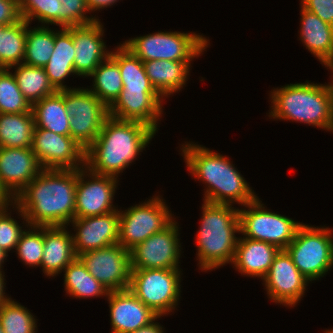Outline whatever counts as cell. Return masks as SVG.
Segmentation results:
<instances>
[{"instance_id":"cell-11","label":"cell","mask_w":333,"mask_h":333,"mask_svg":"<svg viewBox=\"0 0 333 333\" xmlns=\"http://www.w3.org/2000/svg\"><path fill=\"white\" fill-rule=\"evenodd\" d=\"M64 103L70 117V136L86 150L99 136L109 108L87 87L64 90Z\"/></svg>"},{"instance_id":"cell-15","label":"cell","mask_w":333,"mask_h":333,"mask_svg":"<svg viewBox=\"0 0 333 333\" xmlns=\"http://www.w3.org/2000/svg\"><path fill=\"white\" fill-rule=\"evenodd\" d=\"M262 282L270 301L289 308L295 307L302 300L310 283L294 265L285 249H280L276 254Z\"/></svg>"},{"instance_id":"cell-26","label":"cell","mask_w":333,"mask_h":333,"mask_svg":"<svg viewBox=\"0 0 333 333\" xmlns=\"http://www.w3.org/2000/svg\"><path fill=\"white\" fill-rule=\"evenodd\" d=\"M53 29L55 30L54 49L44 69L50 84L56 91L72 89L64 81L71 75L77 76L74 70L75 48L71 27Z\"/></svg>"},{"instance_id":"cell-19","label":"cell","mask_w":333,"mask_h":333,"mask_svg":"<svg viewBox=\"0 0 333 333\" xmlns=\"http://www.w3.org/2000/svg\"><path fill=\"white\" fill-rule=\"evenodd\" d=\"M100 20L71 27L75 48L74 70L77 77L88 78L99 64L111 54V50H108L103 39L105 29Z\"/></svg>"},{"instance_id":"cell-40","label":"cell","mask_w":333,"mask_h":333,"mask_svg":"<svg viewBox=\"0 0 333 333\" xmlns=\"http://www.w3.org/2000/svg\"><path fill=\"white\" fill-rule=\"evenodd\" d=\"M61 7V27L82 26L99 19L91 11L86 0H59ZM89 14V15H86Z\"/></svg>"},{"instance_id":"cell-48","label":"cell","mask_w":333,"mask_h":333,"mask_svg":"<svg viewBox=\"0 0 333 333\" xmlns=\"http://www.w3.org/2000/svg\"><path fill=\"white\" fill-rule=\"evenodd\" d=\"M8 254L0 248V271H3V265L6 262Z\"/></svg>"},{"instance_id":"cell-32","label":"cell","mask_w":333,"mask_h":333,"mask_svg":"<svg viewBox=\"0 0 333 333\" xmlns=\"http://www.w3.org/2000/svg\"><path fill=\"white\" fill-rule=\"evenodd\" d=\"M12 68L15 69L11 72L15 76L20 91L31 105L56 92L44 68L24 63L12 66L9 70Z\"/></svg>"},{"instance_id":"cell-17","label":"cell","mask_w":333,"mask_h":333,"mask_svg":"<svg viewBox=\"0 0 333 333\" xmlns=\"http://www.w3.org/2000/svg\"><path fill=\"white\" fill-rule=\"evenodd\" d=\"M76 255L118 244L119 210L103 215L75 218L69 225Z\"/></svg>"},{"instance_id":"cell-30","label":"cell","mask_w":333,"mask_h":333,"mask_svg":"<svg viewBox=\"0 0 333 333\" xmlns=\"http://www.w3.org/2000/svg\"><path fill=\"white\" fill-rule=\"evenodd\" d=\"M111 49L110 56L118 63L123 83L122 90L156 91L145 73L143 61L120 43Z\"/></svg>"},{"instance_id":"cell-35","label":"cell","mask_w":333,"mask_h":333,"mask_svg":"<svg viewBox=\"0 0 333 333\" xmlns=\"http://www.w3.org/2000/svg\"><path fill=\"white\" fill-rule=\"evenodd\" d=\"M37 318L12 298L0 306V325L4 333H37Z\"/></svg>"},{"instance_id":"cell-8","label":"cell","mask_w":333,"mask_h":333,"mask_svg":"<svg viewBox=\"0 0 333 333\" xmlns=\"http://www.w3.org/2000/svg\"><path fill=\"white\" fill-rule=\"evenodd\" d=\"M182 269H131V292L158 316L172 315L181 299ZM181 286V287H180Z\"/></svg>"},{"instance_id":"cell-16","label":"cell","mask_w":333,"mask_h":333,"mask_svg":"<svg viewBox=\"0 0 333 333\" xmlns=\"http://www.w3.org/2000/svg\"><path fill=\"white\" fill-rule=\"evenodd\" d=\"M31 149L43 169H80L85 166V149L71 136L35 127Z\"/></svg>"},{"instance_id":"cell-33","label":"cell","mask_w":333,"mask_h":333,"mask_svg":"<svg viewBox=\"0 0 333 333\" xmlns=\"http://www.w3.org/2000/svg\"><path fill=\"white\" fill-rule=\"evenodd\" d=\"M27 21L3 26L0 31V69L23 63L25 57Z\"/></svg>"},{"instance_id":"cell-29","label":"cell","mask_w":333,"mask_h":333,"mask_svg":"<svg viewBox=\"0 0 333 333\" xmlns=\"http://www.w3.org/2000/svg\"><path fill=\"white\" fill-rule=\"evenodd\" d=\"M34 128L32 112L0 113V147L31 148Z\"/></svg>"},{"instance_id":"cell-20","label":"cell","mask_w":333,"mask_h":333,"mask_svg":"<svg viewBox=\"0 0 333 333\" xmlns=\"http://www.w3.org/2000/svg\"><path fill=\"white\" fill-rule=\"evenodd\" d=\"M42 169L31 148L0 147V183L13 199Z\"/></svg>"},{"instance_id":"cell-12","label":"cell","mask_w":333,"mask_h":333,"mask_svg":"<svg viewBox=\"0 0 333 333\" xmlns=\"http://www.w3.org/2000/svg\"><path fill=\"white\" fill-rule=\"evenodd\" d=\"M179 223L174 219L130 250L131 269H181L182 243Z\"/></svg>"},{"instance_id":"cell-9","label":"cell","mask_w":333,"mask_h":333,"mask_svg":"<svg viewBox=\"0 0 333 333\" xmlns=\"http://www.w3.org/2000/svg\"><path fill=\"white\" fill-rule=\"evenodd\" d=\"M162 197L163 195H154L130 208L119 209L118 243L125 249L130 251L176 219Z\"/></svg>"},{"instance_id":"cell-31","label":"cell","mask_w":333,"mask_h":333,"mask_svg":"<svg viewBox=\"0 0 333 333\" xmlns=\"http://www.w3.org/2000/svg\"><path fill=\"white\" fill-rule=\"evenodd\" d=\"M88 77L93 83L88 89L109 108L123 89L118 63L109 56Z\"/></svg>"},{"instance_id":"cell-41","label":"cell","mask_w":333,"mask_h":333,"mask_svg":"<svg viewBox=\"0 0 333 333\" xmlns=\"http://www.w3.org/2000/svg\"><path fill=\"white\" fill-rule=\"evenodd\" d=\"M300 2L299 5L304 9L333 26V0H301Z\"/></svg>"},{"instance_id":"cell-42","label":"cell","mask_w":333,"mask_h":333,"mask_svg":"<svg viewBox=\"0 0 333 333\" xmlns=\"http://www.w3.org/2000/svg\"><path fill=\"white\" fill-rule=\"evenodd\" d=\"M22 19L17 0H0V25L8 26Z\"/></svg>"},{"instance_id":"cell-21","label":"cell","mask_w":333,"mask_h":333,"mask_svg":"<svg viewBox=\"0 0 333 333\" xmlns=\"http://www.w3.org/2000/svg\"><path fill=\"white\" fill-rule=\"evenodd\" d=\"M106 299L110 309L111 333L133 332L158 317L130 289L111 291Z\"/></svg>"},{"instance_id":"cell-13","label":"cell","mask_w":333,"mask_h":333,"mask_svg":"<svg viewBox=\"0 0 333 333\" xmlns=\"http://www.w3.org/2000/svg\"><path fill=\"white\" fill-rule=\"evenodd\" d=\"M118 182V178L96 174L86 166L77 169L75 218L98 216L119 210L118 206L113 204Z\"/></svg>"},{"instance_id":"cell-14","label":"cell","mask_w":333,"mask_h":333,"mask_svg":"<svg viewBox=\"0 0 333 333\" xmlns=\"http://www.w3.org/2000/svg\"><path fill=\"white\" fill-rule=\"evenodd\" d=\"M88 272L109 292L129 289L131 277L130 251L115 244L78 255Z\"/></svg>"},{"instance_id":"cell-44","label":"cell","mask_w":333,"mask_h":333,"mask_svg":"<svg viewBox=\"0 0 333 333\" xmlns=\"http://www.w3.org/2000/svg\"><path fill=\"white\" fill-rule=\"evenodd\" d=\"M161 320L162 316H158L154 321H152L147 326L141 327L140 329H137L130 333H165L164 327L158 322V320ZM158 319V320H157Z\"/></svg>"},{"instance_id":"cell-37","label":"cell","mask_w":333,"mask_h":333,"mask_svg":"<svg viewBox=\"0 0 333 333\" xmlns=\"http://www.w3.org/2000/svg\"><path fill=\"white\" fill-rule=\"evenodd\" d=\"M61 7L59 0H20L21 17L28 23L36 20L40 25L61 27Z\"/></svg>"},{"instance_id":"cell-1","label":"cell","mask_w":333,"mask_h":333,"mask_svg":"<svg viewBox=\"0 0 333 333\" xmlns=\"http://www.w3.org/2000/svg\"><path fill=\"white\" fill-rule=\"evenodd\" d=\"M77 169H42L14 203L31 226H69L75 219Z\"/></svg>"},{"instance_id":"cell-47","label":"cell","mask_w":333,"mask_h":333,"mask_svg":"<svg viewBox=\"0 0 333 333\" xmlns=\"http://www.w3.org/2000/svg\"><path fill=\"white\" fill-rule=\"evenodd\" d=\"M325 68L327 67V69H329L331 71V82H328L329 86H330V90H331V94H332V98H333V60L329 61L328 63H326Z\"/></svg>"},{"instance_id":"cell-22","label":"cell","mask_w":333,"mask_h":333,"mask_svg":"<svg viewBox=\"0 0 333 333\" xmlns=\"http://www.w3.org/2000/svg\"><path fill=\"white\" fill-rule=\"evenodd\" d=\"M68 226H44V248L41 270L46 277L61 274L78 256Z\"/></svg>"},{"instance_id":"cell-25","label":"cell","mask_w":333,"mask_h":333,"mask_svg":"<svg viewBox=\"0 0 333 333\" xmlns=\"http://www.w3.org/2000/svg\"><path fill=\"white\" fill-rule=\"evenodd\" d=\"M192 61H144V69L155 90L166 100L186 87Z\"/></svg>"},{"instance_id":"cell-50","label":"cell","mask_w":333,"mask_h":333,"mask_svg":"<svg viewBox=\"0 0 333 333\" xmlns=\"http://www.w3.org/2000/svg\"><path fill=\"white\" fill-rule=\"evenodd\" d=\"M0 333H4L3 329L1 328V325H0Z\"/></svg>"},{"instance_id":"cell-2","label":"cell","mask_w":333,"mask_h":333,"mask_svg":"<svg viewBox=\"0 0 333 333\" xmlns=\"http://www.w3.org/2000/svg\"><path fill=\"white\" fill-rule=\"evenodd\" d=\"M180 152L191 176L204 184L202 201L244 206L258 198L228 156L192 141L180 144Z\"/></svg>"},{"instance_id":"cell-28","label":"cell","mask_w":333,"mask_h":333,"mask_svg":"<svg viewBox=\"0 0 333 333\" xmlns=\"http://www.w3.org/2000/svg\"><path fill=\"white\" fill-rule=\"evenodd\" d=\"M64 274V291L73 299L108 297L109 291L97 281L77 257L62 271Z\"/></svg>"},{"instance_id":"cell-10","label":"cell","mask_w":333,"mask_h":333,"mask_svg":"<svg viewBox=\"0 0 333 333\" xmlns=\"http://www.w3.org/2000/svg\"><path fill=\"white\" fill-rule=\"evenodd\" d=\"M241 207L239 209V234L245 238L271 243L279 249H285L292 242L299 227L303 224V222L267 209L259 197Z\"/></svg>"},{"instance_id":"cell-27","label":"cell","mask_w":333,"mask_h":333,"mask_svg":"<svg viewBox=\"0 0 333 333\" xmlns=\"http://www.w3.org/2000/svg\"><path fill=\"white\" fill-rule=\"evenodd\" d=\"M31 111L35 127L70 136V117L64 103V90L56 91L35 102L32 104Z\"/></svg>"},{"instance_id":"cell-38","label":"cell","mask_w":333,"mask_h":333,"mask_svg":"<svg viewBox=\"0 0 333 333\" xmlns=\"http://www.w3.org/2000/svg\"><path fill=\"white\" fill-rule=\"evenodd\" d=\"M32 105L20 91L9 69H0V113L32 112Z\"/></svg>"},{"instance_id":"cell-3","label":"cell","mask_w":333,"mask_h":333,"mask_svg":"<svg viewBox=\"0 0 333 333\" xmlns=\"http://www.w3.org/2000/svg\"><path fill=\"white\" fill-rule=\"evenodd\" d=\"M156 133L144 123L109 116L85 150V166L96 174L120 179L119 174L139 158Z\"/></svg>"},{"instance_id":"cell-23","label":"cell","mask_w":333,"mask_h":333,"mask_svg":"<svg viewBox=\"0 0 333 333\" xmlns=\"http://www.w3.org/2000/svg\"><path fill=\"white\" fill-rule=\"evenodd\" d=\"M279 251L280 249L271 243L238 236L232 266L244 277H257L262 280Z\"/></svg>"},{"instance_id":"cell-45","label":"cell","mask_w":333,"mask_h":333,"mask_svg":"<svg viewBox=\"0 0 333 333\" xmlns=\"http://www.w3.org/2000/svg\"><path fill=\"white\" fill-rule=\"evenodd\" d=\"M5 272L0 271V306L10 300L12 297L6 294Z\"/></svg>"},{"instance_id":"cell-18","label":"cell","mask_w":333,"mask_h":333,"mask_svg":"<svg viewBox=\"0 0 333 333\" xmlns=\"http://www.w3.org/2000/svg\"><path fill=\"white\" fill-rule=\"evenodd\" d=\"M165 99L157 91L122 90L109 107V116L127 121H138L159 130Z\"/></svg>"},{"instance_id":"cell-24","label":"cell","mask_w":333,"mask_h":333,"mask_svg":"<svg viewBox=\"0 0 333 333\" xmlns=\"http://www.w3.org/2000/svg\"><path fill=\"white\" fill-rule=\"evenodd\" d=\"M300 12L299 40L324 66L333 60V26L302 6Z\"/></svg>"},{"instance_id":"cell-7","label":"cell","mask_w":333,"mask_h":333,"mask_svg":"<svg viewBox=\"0 0 333 333\" xmlns=\"http://www.w3.org/2000/svg\"><path fill=\"white\" fill-rule=\"evenodd\" d=\"M285 250L305 278L321 280L333 268V230L303 223Z\"/></svg>"},{"instance_id":"cell-43","label":"cell","mask_w":333,"mask_h":333,"mask_svg":"<svg viewBox=\"0 0 333 333\" xmlns=\"http://www.w3.org/2000/svg\"><path fill=\"white\" fill-rule=\"evenodd\" d=\"M86 2L91 13H94L95 11L104 10L117 4L119 0H86Z\"/></svg>"},{"instance_id":"cell-46","label":"cell","mask_w":333,"mask_h":333,"mask_svg":"<svg viewBox=\"0 0 333 333\" xmlns=\"http://www.w3.org/2000/svg\"><path fill=\"white\" fill-rule=\"evenodd\" d=\"M14 202V199L5 191L0 183V207H5Z\"/></svg>"},{"instance_id":"cell-34","label":"cell","mask_w":333,"mask_h":333,"mask_svg":"<svg viewBox=\"0 0 333 333\" xmlns=\"http://www.w3.org/2000/svg\"><path fill=\"white\" fill-rule=\"evenodd\" d=\"M30 26V27H29ZM55 44V31L46 25L31 27L27 22L25 57L23 63L44 68L50 60Z\"/></svg>"},{"instance_id":"cell-39","label":"cell","mask_w":333,"mask_h":333,"mask_svg":"<svg viewBox=\"0 0 333 333\" xmlns=\"http://www.w3.org/2000/svg\"><path fill=\"white\" fill-rule=\"evenodd\" d=\"M44 248V226H31L21 235L15 248L16 255L28 267H40Z\"/></svg>"},{"instance_id":"cell-4","label":"cell","mask_w":333,"mask_h":333,"mask_svg":"<svg viewBox=\"0 0 333 333\" xmlns=\"http://www.w3.org/2000/svg\"><path fill=\"white\" fill-rule=\"evenodd\" d=\"M269 119L307 124L333 133V98L329 84L306 80L269 92Z\"/></svg>"},{"instance_id":"cell-49","label":"cell","mask_w":333,"mask_h":333,"mask_svg":"<svg viewBox=\"0 0 333 333\" xmlns=\"http://www.w3.org/2000/svg\"><path fill=\"white\" fill-rule=\"evenodd\" d=\"M324 333H333V329L331 328V329H326L325 331H324Z\"/></svg>"},{"instance_id":"cell-5","label":"cell","mask_w":333,"mask_h":333,"mask_svg":"<svg viewBox=\"0 0 333 333\" xmlns=\"http://www.w3.org/2000/svg\"><path fill=\"white\" fill-rule=\"evenodd\" d=\"M203 201L200 228L195 235L199 270H217L232 265L239 229V207ZM238 233V234H237ZM237 234V236H236Z\"/></svg>"},{"instance_id":"cell-6","label":"cell","mask_w":333,"mask_h":333,"mask_svg":"<svg viewBox=\"0 0 333 333\" xmlns=\"http://www.w3.org/2000/svg\"><path fill=\"white\" fill-rule=\"evenodd\" d=\"M143 62L150 60L193 61L209 47L210 41L196 32L158 31L122 42Z\"/></svg>"},{"instance_id":"cell-36","label":"cell","mask_w":333,"mask_h":333,"mask_svg":"<svg viewBox=\"0 0 333 333\" xmlns=\"http://www.w3.org/2000/svg\"><path fill=\"white\" fill-rule=\"evenodd\" d=\"M11 209H13V212L16 211L19 216L18 219L21 218L20 220H23L21 221L22 223L14 219L12 215L15 213H12ZM28 226L29 222L25 214L14 202L8 206L0 207V248L7 254L13 249L15 250L21 235Z\"/></svg>"}]
</instances>
